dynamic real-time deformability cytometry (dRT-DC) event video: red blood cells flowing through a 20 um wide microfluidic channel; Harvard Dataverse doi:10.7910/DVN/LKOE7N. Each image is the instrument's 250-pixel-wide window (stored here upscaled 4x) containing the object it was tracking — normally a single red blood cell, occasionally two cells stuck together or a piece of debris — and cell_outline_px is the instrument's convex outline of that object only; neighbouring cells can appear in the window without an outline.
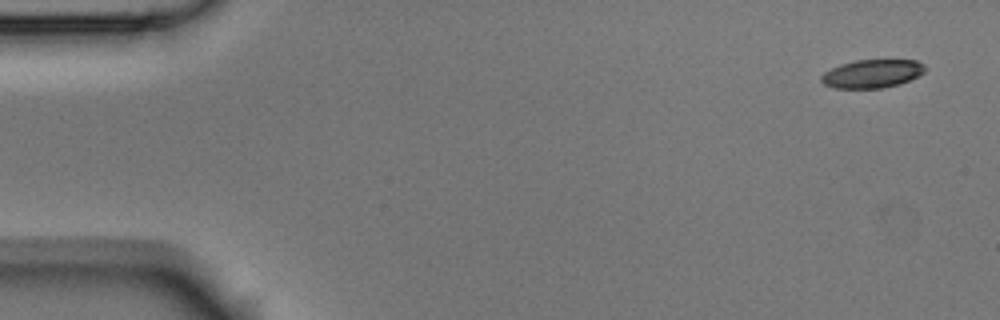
{"species": "Egyptian fruit bat (a non-hibernating species)", "species_latin": "Rousettus aegyptiacus", "temperature_condition": "room temperature", "stored_images_in_passage": 7, "camera_frame_rate_fps": 3000, "um_per_image_px": 0.085, "animal": {"sex": "male"}, "frame": {"image": 1, "passage_image": 1, "time_ms": 0.0, "image_size_px": [1000, 320], "cell_outline_px": [[924, 72], [900, 84], [884, 88], [836, 88], [824, 84], [820, 80], [820, 76], [824, 72], [840, 64], [856, 60], [916, 60], [924, 64]], "centroid_in_image_um": [74.1, 6.26], "position_along_channel_um": 10.9, "area_um2": 17.05}}
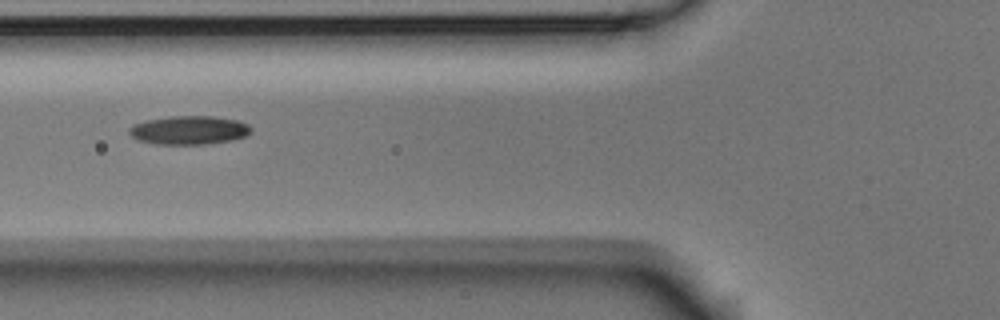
{"frame": {"image": 2, "passage_image": 6, "time_ms": 1.667, "image_size_px": [1000, 320], "cell_outline_px": [[252, 132], [248, 136], [232, 140], [208, 144], [156, 144], [140, 140], [132, 136], [128, 132], [128, 128], [132, 124], [148, 120], [172, 116], [212, 116], [240, 120], [248, 124], [252, 128]], "centroid_in_image_um": [16.12, 11.06], "position_along_channel_um": 109.7, "area_um2": 20.52}}
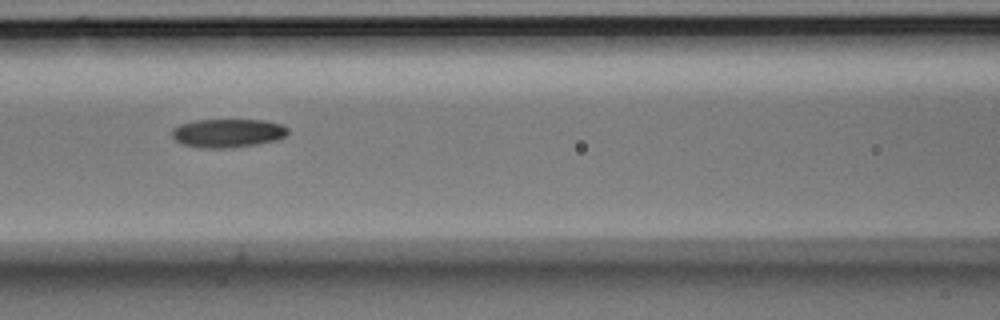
{"frame": {"image": 3, "passage_image": 7, "time_ms": 2.0, "image_size_px": [1000, 320], "cell_outline_px": [[288, 132], [284, 136], [276, 140], [256, 144], [228, 148], [200, 148], [180, 144], [172, 136], [172, 128], [180, 124], [196, 120], [264, 120], [280, 124], [288, 128]], "centroid_in_image_um": [19.32, 11.31], "position_along_channel_um": 147.3, "area_um2": 19.31}}